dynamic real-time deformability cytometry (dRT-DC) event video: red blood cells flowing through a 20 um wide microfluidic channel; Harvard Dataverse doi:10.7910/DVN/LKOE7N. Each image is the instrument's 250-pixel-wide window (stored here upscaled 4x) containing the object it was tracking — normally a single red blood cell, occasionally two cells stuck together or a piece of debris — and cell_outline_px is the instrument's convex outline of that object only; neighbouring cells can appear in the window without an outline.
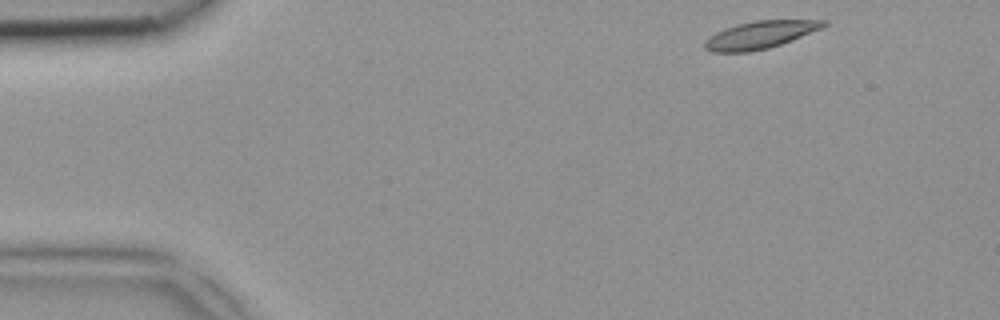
{"species": "common noctule bat (a hibernating species)", "species_latin": "Nyctalus noctula", "temperature_condition": "room temperature", "stored_images_in_passage": 3, "camera_frame_rate_fps": 3000, "um_per_image_px": 0.085, "animal": {"sex": "female", "body_mass_g": 18.4}, "frame": {"image": 1, "passage_image": 1, "time_ms": 0.0, "image_size_px": [1000, 320], "cell_outline_px": [[828, 24], [824, 28], [792, 40], [768, 48], [748, 52], [712, 52], [704, 48], [704, 40], [716, 32], [724, 28], [736, 24], [756, 20], [828, 20]], "centroid_in_image_um": [64.62, 2.95], "position_along_channel_um": 20.4, "area_um2": 19.19}}